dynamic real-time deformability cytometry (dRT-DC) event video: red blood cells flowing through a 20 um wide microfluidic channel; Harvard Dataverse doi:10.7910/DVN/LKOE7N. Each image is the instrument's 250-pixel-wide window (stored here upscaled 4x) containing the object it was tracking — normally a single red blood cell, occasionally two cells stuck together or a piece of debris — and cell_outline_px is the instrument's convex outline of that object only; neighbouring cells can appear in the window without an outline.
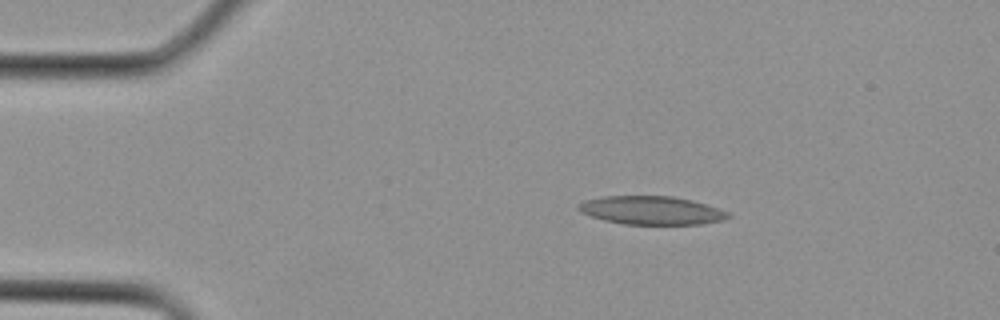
{"species": "Egyptian fruit bat (a non-hibernating species)", "species_latin": "Rousettus aegyptiacus", "temperature_condition": "cold", "stored_images_in_passage": 2, "camera_frame_rate_fps": 3000, "um_per_image_px": 0.085, "animal": {"sex": "female"}, "frame": {"image": 1, "passage_image": 1, "time_ms": 0.0, "image_size_px": [1000, 320], "cell_outline_px": [[732, 216], [724, 220], [700, 224], [624, 224], [604, 220], [580, 212], [576, 208], [584, 200], [604, 196], [672, 196], [692, 200], [720, 208], [728, 212]], "centroid_in_image_um": [55.4, 17.88], "position_along_channel_um": 29.6, "area_um2": 24.8}}
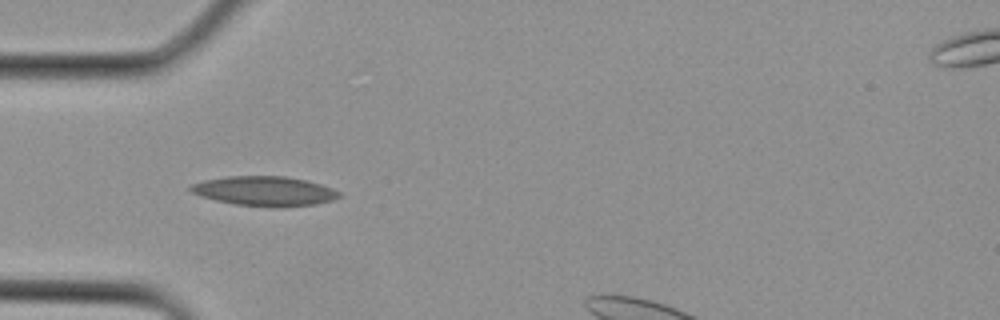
{"frame": {"image": 2, "passage_image": 2, "time_ms": 0.333, "image_size_px": [1000, 320], "cell_outline_px": [[340, 196], [332, 200], [316, 204], [236, 204], [216, 200], [200, 196], [192, 192], [188, 188], [188, 184], [204, 180], [228, 176], [284, 176], [304, 180], [320, 184], [332, 188], [340, 192]], "centroid_in_image_um": [22.41, 16.19], "position_along_channel_um": 62.6, "area_um2": 24.51}}